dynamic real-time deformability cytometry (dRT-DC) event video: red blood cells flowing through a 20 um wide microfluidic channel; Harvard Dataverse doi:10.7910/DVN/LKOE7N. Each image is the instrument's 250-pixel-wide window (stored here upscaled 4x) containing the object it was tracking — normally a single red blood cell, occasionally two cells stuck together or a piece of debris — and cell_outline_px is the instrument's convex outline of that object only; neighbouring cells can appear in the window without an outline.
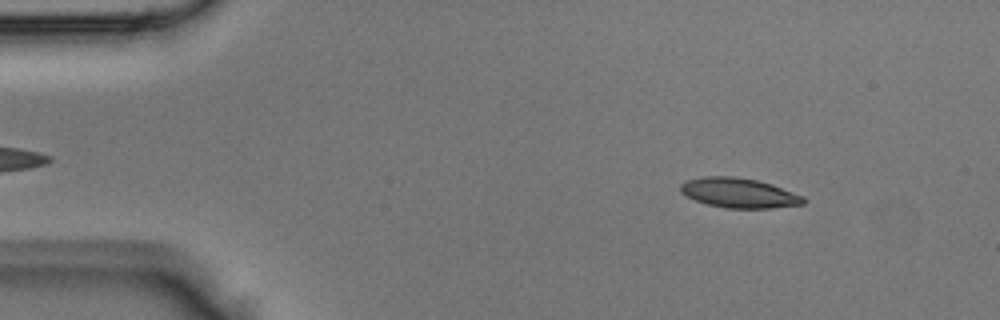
{"species": "Egyptian fruit bat (a non-hibernating species)", "species_latin": "Rousettus aegyptiacus", "temperature_condition": "room temperature", "stored_images_in_passage": 43, "camera_frame_rate_fps": 3000, "um_per_image_px": 0.085, "animal": {"sex": "male"}, "frame": {"image": 1, "passage_image": 5, "time_ms": 1.333, "image_size_px": [1000, 320], "cell_outline_px": [[804, 204], [772, 208], [724, 208], [708, 204], [696, 200], [680, 192], [680, 184], [688, 180], [704, 176], [732, 176], [756, 180], [772, 184], [804, 196]], "centroid_in_image_um": [62.82, 16.4], "position_along_channel_um": 22.2, "area_um2": 21.21}}
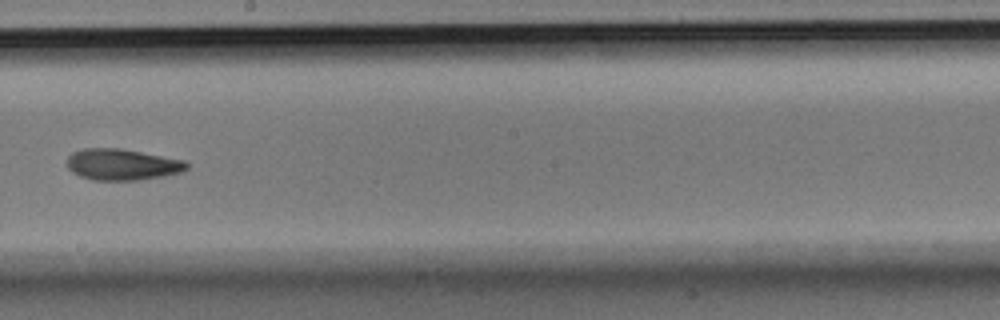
{"frame": {"image": 2, "passage_image": 24, "time_ms": 7.667, "image_size_px": [1000, 320], "cell_outline_px": [[188, 168], [180, 172], [164, 176], [140, 180], [92, 180], [80, 176], [72, 172], [68, 168], [68, 156], [72, 152], [84, 148], [120, 148], [184, 160], [188, 164]], "centroid_in_image_um": [10.37, 13.98], "position_along_channel_um": 237.8, "area_um2": 21.79}}
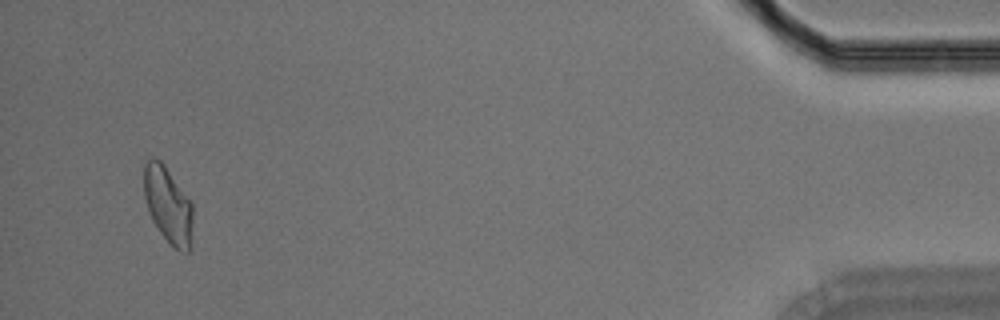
{"frame": {"image": 3, "passage_image": 41, "time_ms": 13.333, "image_size_px": [1000, 320], "cell_outline_px": [[192, 244], [188, 252], [180, 252], [160, 232], [152, 220], [144, 196], [144, 160], [160, 160], [164, 164], [192, 204]], "centroid_in_image_um": [14.29, 17.44], "position_along_channel_um": 420.9, "area_um2": 21.39}}